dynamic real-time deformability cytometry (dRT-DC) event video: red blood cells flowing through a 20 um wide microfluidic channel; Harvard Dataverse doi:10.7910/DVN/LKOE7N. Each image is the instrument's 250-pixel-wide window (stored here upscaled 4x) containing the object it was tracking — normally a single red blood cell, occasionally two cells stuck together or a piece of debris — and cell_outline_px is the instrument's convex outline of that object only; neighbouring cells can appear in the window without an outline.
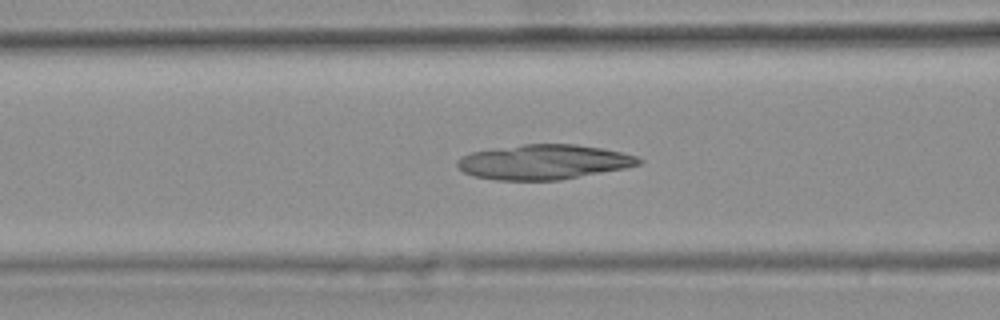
{"species": "common noctule bat (a hibernating species)", "species_latin": "Nyctalus noctula", "temperature_condition": "warm", "stored_images_in_passage": 46, "camera_frame_rate_fps": 3000, "um_per_image_px": 0.085, "animal": {"sex": "female", "body_mass_g": 25.1}, "frame": {"image": 1, "passage_image": 21, "time_ms": 6.667, "image_size_px": [1000, 320], "cell_outline_px": [[644, 160], [640, 164], [624, 168], [560, 180], [496, 180], [472, 176], [464, 172], [456, 164], [456, 160], [460, 156], [472, 152], [524, 144], [576, 144], [600, 148], [620, 152], [636, 156]], "centroid_in_image_um": [46.19, 13.77], "position_along_channel_um": 120.4, "area_um2": 36.65}}
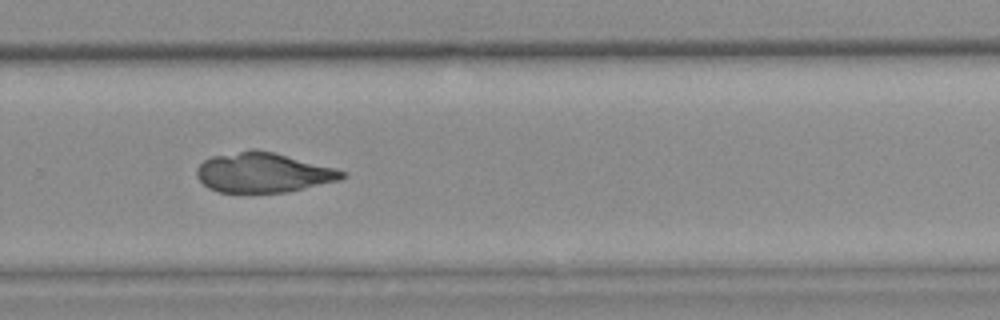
{"frame": {"image": 2, "passage_image": 36, "time_ms": 11.667, "image_size_px": [1000, 320], "cell_outline_px": [[348, 176], [340, 180], [304, 188], [284, 192], [240, 196], [220, 192], [208, 188], [196, 176], [196, 168], [204, 160], [212, 156], [252, 148], [272, 152], [336, 168], [348, 172]], "centroid_in_image_um": [22.34, 14.71], "position_along_channel_um": 307.5, "area_um2": 34.62}}